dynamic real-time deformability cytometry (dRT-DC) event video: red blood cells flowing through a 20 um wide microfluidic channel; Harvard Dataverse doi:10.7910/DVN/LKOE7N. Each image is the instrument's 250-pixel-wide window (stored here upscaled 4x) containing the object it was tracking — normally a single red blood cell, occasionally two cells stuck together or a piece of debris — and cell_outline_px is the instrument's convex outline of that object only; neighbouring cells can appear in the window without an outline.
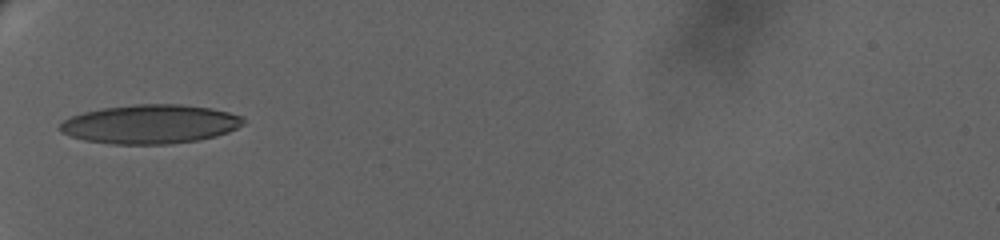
{"species": "human", "species_latin": "Homo sapiens", "temperature_condition": "warm", "stored_images_in_passage": 38, "camera_frame_rate_fps": 3000, "um_per_image_px": 0.085, "donor": {"sex": "female"}, "frame": {"image": 1, "passage_image": 1, "time_ms": 0.0, "image_size_px": [1000, 240], "cell_outline_px": [[244, 124], [228, 132], [216, 136], [196, 140], [168, 144], [112, 144], [84, 140], [60, 132], [56, 128], [64, 120], [72, 116], [84, 112], [104, 108], [136, 104], [180, 104], [212, 108], [244, 116]], "centroid_in_image_um": [12.77, 10.55], "position_along_channel_um": 72.2, "area_um2": 41.67}}
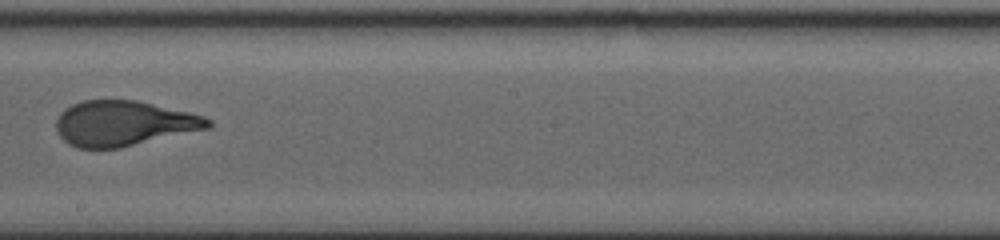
{"frame": {"image": 2, "passage_image": 16, "time_ms": 5.667, "image_size_px": [1000, 240], "cell_outline_px": [[212, 124], [208, 128], [120, 148], [76, 148], [68, 144], [60, 136], [56, 128], [56, 120], [60, 112], [64, 108], [72, 104], [84, 100], [136, 100], [188, 112], [204, 116], [212, 120]], "centroid_in_image_um": [10.48, 10.49], "position_along_channel_um": 237.7, "area_um2": 39.88}}
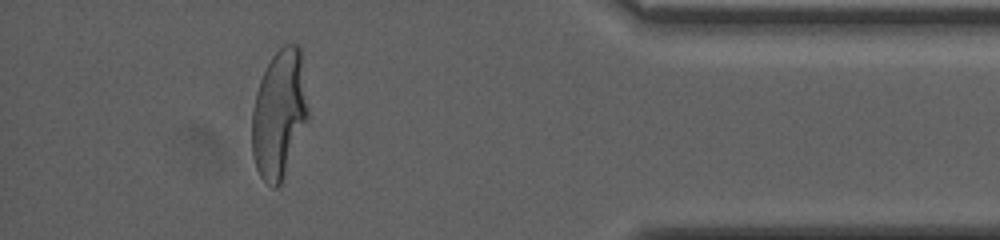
{"frame": {"image": 3, "passage_image": 33, "time_ms": 12.333, "image_size_px": [1000, 240], "cell_outline_px": [[308, 120], [284, 176], [280, 184], [276, 188], [272, 188], [260, 176], [256, 168], [252, 156], [252, 112], [256, 92], [260, 80], [272, 56], [284, 44], [300, 44], [308, 108]], "centroid_in_image_um": [23.73, 9.69], "position_along_channel_um": 411.5, "area_um2": 41.96}, "authors_computed_cell_mechanics": {"area_um2": 40.8357, "velocity_mm_per_s": 3.0427, "shape_relaxation_time_tau1_ms": 6.5689, "shape_relaxation_time_tau2_ms": null, "deformation_change_tau1": 0.266, "deformation_change_tau2": null}}